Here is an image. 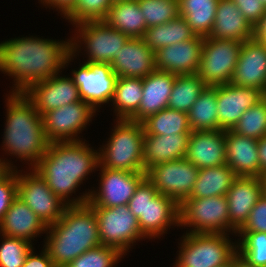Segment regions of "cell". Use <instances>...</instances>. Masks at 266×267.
Wrapping results in <instances>:
<instances>
[{
    "label": "cell",
    "instance_id": "obj_1",
    "mask_svg": "<svg viewBox=\"0 0 266 267\" xmlns=\"http://www.w3.org/2000/svg\"><path fill=\"white\" fill-rule=\"evenodd\" d=\"M70 39L53 40L37 36L11 38L0 43V72L14 82L11 93H23L32 84L48 79L76 58Z\"/></svg>",
    "mask_w": 266,
    "mask_h": 267
},
{
    "label": "cell",
    "instance_id": "obj_2",
    "mask_svg": "<svg viewBox=\"0 0 266 267\" xmlns=\"http://www.w3.org/2000/svg\"><path fill=\"white\" fill-rule=\"evenodd\" d=\"M84 141L49 143L47 152L33 168L47 183L53 193L68 206L84 205L91 190L81 196L71 197L88 180V175L98 169V149Z\"/></svg>",
    "mask_w": 266,
    "mask_h": 267
},
{
    "label": "cell",
    "instance_id": "obj_3",
    "mask_svg": "<svg viewBox=\"0 0 266 267\" xmlns=\"http://www.w3.org/2000/svg\"><path fill=\"white\" fill-rule=\"evenodd\" d=\"M6 122L2 150L7 155L24 160L33 169L47 152L43 118L24 93L6 95Z\"/></svg>",
    "mask_w": 266,
    "mask_h": 267
},
{
    "label": "cell",
    "instance_id": "obj_4",
    "mask_svg": "<svg viewBox=\"0 0 266 267\" xmlns=\"http://www.w3.org/2000/svg\"><path fill=\"white\" fill-rule=\"evenodd\" d=\"M43 248L56 267H65L78 256L101 245L97 217L87 203L67 206L63 216L47 229Z\"/></svg>",
    "mask_w": 266,
    "mask_h": 267
},
{
    "label": "cell",
    "instance_id": "obj_5",
    "mask_svg": "<svg viewBox=\"0 0 266 267\" xmlns=\"http://www.w3.org/2000/svg\"><path fill=\"white\" fill-rule=\"evenodd\" d=\"M127 205L138 219L141 232L149 239L160 238L171 226L180 227V205L158 193L147 177L139 183Z\"/></svg>",
    "mask_w": 266,
    "mask_h": 267
},
{
    "label": "cell",
    "instance_id": "obj_6",
    "mask_svg": "<svg viewBox=\"0 0 266 267\" xmlns=\"http://www.w3.org/2000/svg\"><path fill=\"white\" fill-rule=\"evenodd\" d=\"M115 124L107 143L98 149L99 166L128 172H145L143 124L127 119H117Z\"/></svg>",
    "mask_w": 266,
    "mask_h": 267
},
{
    "label": "cell",
    "instance_id": "obj_7",
    "mask_svg": "<svg viewBox=\"0 0 266 267\" xmlns=\"http://www.w3.org/2000/svg\"><path fill=\"white\" fill-rule=\"evenodd\" d=\"M173 267H218L237 253V242L229 234L186 233L181 237Z\"/></svg>",
    "mask_w": 266,
    "mask_h": 267
},
{
    "label": "cell",
    "instance_id": "obj_8",
    "mask_svg": "<svg viewBox=\"0 0 266 267\" xmlns=\"http://www.w3.org/2000/svg\"><path fill=\"white\" fill-rule=\"evenodd\" d=\"M72 26H75L74 31L77 34L70 38L71 53L74 56L77 54L78 57V53L84 49L88 58L85 63L111 64L129 39L127 35L113 29L104 20L83 21Z\"/></svg>",
    "mask_w": 266,
    "mask_h": 267
},
{
    "label": "cell",
    "instance_id": "obj_9",
    "mask_svg": "<svg viewBox=\"0 0 266 267\" xmlns=\"http://www.w3.org/2000/svg\"><path fill=\"white\" fill-rule=\"evenodd\" d=\"M179 226L187 233H219L230 235V219L226 196L189 197L180 204Z\"/></svg>",
    "mask_w": 266,
    "mask_h": 267
},
{
    "label": "cell",
    "instance_id": "obj_10",
    "mask_svg": "<svg viewBox=\"0 0 266 267\" xmlns=\"http://www.w3.org/2000/svg\"><path fill=\"white\" fill-rule=\"evenodd\" d=\"M90 206L97 217L101 245L115 247L125 256L127 252H130L129 249L136 245L135 243L147 239L141 232L138 219L128 209V205Z\"/></svg>",
    "mask_w": 266,
    "mask_h": 267
},
{
    "label": "cell",
    "instance_id": "obj_11",
    "mask_svg": "<svg viewBox=\"0 0 266 267\" xmlns=\"http://www.w3.org/2000/svg\"><path fill=\"white\" fill-rule=\"evenodd\" d=\"M242 42L204 37L197 75L207 86L230 83Z\"/></svg>",
    "mask_w": 266,
    "mask_h": 267
},
{
    "label": "cell",
    "instance_id": "obj_12",
    "mask_svg": "<svg viewBox=\"0 0 266 267\" xmlns=\"http://www.w3.org/2000/svg\"><path fill=\"white\" fill-rule=\"evenodd\" d=\"M17 169V196L49 227L56 223L67 208L41 176L30 169L23 171Z\"/></svg>",
    "mask_w": 266,
    "mask_h": 267
},
{
    "label": "cell",
    "instance_id": "obj_13",
    "mask_svg": "<svg viewBox=\"0 0 266 267\" xmlns=\"http://www.w3.org/2000/svg\"><path fill=\"white\" fill-rule=\"evenodd\" d=\"M95 114L96 110L82 100L45 113L42 118L48 142L83 141L79 134L90 125Z\"/></svg>",
    "mask_w": 266,
    "mask_h": 267
},
{
    "label": "cell",
    "instance_id": "obj_14",
    "mask_svg": "<svg viewBox=\"0 0 266 267\" xmlns=\"http://www.w3.org/2000/svg\"><path fill=\"white\" fill-rule=\"evenodd\" d=\"M199 169L185 158L152 166L146 177L158 193L170 197L179 205L189 198L197 180Z\"/></svg>",
    "mask_w": 266,
    "mask_h": 267
},
{
    "label": "cell",
    "instance_id": "obj_15",
    "mask_svg": "<svg viewBox=\"0 0 266 267\" xmlns=\"http://www.w3.org/2000/svg\"><path fill=\"white\" fill-rule=\"evenodd\" d=\"M72 80L79 89L81 100L96 111L111 103L118 76L108 63H85L72 70Z\"/></svg>",
    "mask_w": 266,
    "mask_h": 267
},
{
    "label": "cell",
    "instance_id": "obj_16",
    "mask_svg": "<svg viewBox=\"0 0 266 267\" xmlns=\"http://www.w3.org/2000/svg\"><path fill=\"white\" fill-rule=\"evenodd\" d=\"M98 168L99 187L97 190L91 189L88 201L89 205L96 207L127 205L139 183L146 177V172Z\"/></svg>",
    "mask_w": 266,
    "mask_h": 267
},
{
    "label": "cell",
    "instance_id": "obj_17",
    "mask_svg": "<svg viewBox=\"0 0 266 267\" xmlns=\"http://www.w3.org/2000/svg\"><path fill=\"white\" fill-rule=\"evenodd\" d=\"M266 97L259 88L232 83L216 85L220 130H232L243 113Z\"/></svg>",
    "mask_w": 266,
    "mask_h": 267
},
{
    "label": "cell",
    "instance_id": "obj_18",
    "mask_svg": "<svg viewBox=\"0 0 266 267\" xmlns=\"http://www.w3.org/2000/svg\"><path fill=\"white\" fill-rule=\"evenodd\" d=\"M23 93L41 116L64 105L81 101L79 89L72 78L60 76L59 73L32 84Z\"/></svg>",
    "mask_w": 266,
    "mask_h": 267
},
{
    "label": "cell",
    "instance_id": "obj_19",
    "mask_svg": "<svg viewBox=\"0 0 266 267\" xmlns=\"http://www.w3.org/2000/svg\"><path fill=\"white\" fill-rule=\"evenodd\" d=\"M204 37L177 42L163 47L155 52V68L158 71L176 75L197 74L201 57Z\"/></svg>",
    "mask_w": 266,
    "mask_h": 267
},
{
    "label": "cell",
    "instance_id": "obj_20",
    "mask_svg": "<svg viewBox=\"0 0 266 267\" xmlns=\"http://www.w3.org/2000/svg\"><path fill=\"white\" fill-rule=\"evenodd\" d=\"M230 83L259 88L266 94V45L255 37L242 43Z\"/></svg>",
    "mask_w": 266,
    "mask_h": 267
},
{
    "label": "cell",
    "instance_id": "obj_21",
    "mask_svg": "<svg viewBox=\"0 0 266 267\" xmlns=\"http://www.w3.org/2000/svg\"><path fill=\"white\" fill-rule=\"evenodd\" d=\"M263 195V178L237 177L226 194L230 219V234L236 235L244 225L254 205Z\"/></svg>",
    "mask_w": 266,
    "mask_h": 267
},
{
    "label": "cell",
    "instance_id": "obj_22",
    "mask_svg": "<svg viewBox=\"0 0 266 267\" xmlns=\"http://www.w3.org/2000/svg\"><path fill=\"white\" fill-rule=\"evenodd\" d=\"M226 131H191L185 159L198 169L226 164Z\"/></svg>",
    "mask_w": 266,
    "mask_h": 267
},
{
    "label": "cell",
    "instance_id": "obj_23",
    "mask_svg": "<svg viewBox=\"0 0 266 267\" xmlns=\"http://www.w3.org/2000/svg\"><path fill=\"white\" fill-rule=\"evenodd\" d=\"M110 65L118 77L143 79L156 70L155 52L143 38H129Z\"/></svg>",
    "mask_w": 266,
    "mask_h": 267
},
{
    "label": "cell",
    "instance_id": "obj_24",
    "mask_svg": "<svg viewBox=\"0 0 266 267\" xmlns=\"http://www.w3.org/2000/svg\"><path fill=\"white\" fill-rule=\"evenodd\" d=\"M176 74L155 70L143 78V96L138 111L129 119L142 123L168 106Z\"/></svg>",
    "mask_w": 266,
    "mask_h": 267
},
{
    "label": "cell",
    "instance_id": "obj_25",
    "mask_svg": "<svg viewBox=\"0 0 266 267\" xmlns=\"http://www.w3.org/2000/svg\"><path fill=\"white\" fill-rule=\"evenodd\" d=\"M226 164L237 177L259 178L258 140L226 131Z\"/></svg>",
    "mask_w": 266,
    "mask_h": 267
},
{
    "label": "cell",
    "instance_id": "obj_26",
    "mask_svg": "<svg viewBox=\"0 0 266 267\" xmlns=\"http://www.w3.org/2000/svg\"><path fill=\"white\" fill-rule=\"evenodd\" d=\"M48 227L43 221L17 196L4 214L0 223V234L21 238L32 243L39 234L47 233Z\"/></svg>",
    "mask_w": 266,
    "mask_h": 267
},
{
    "label": "cell",
    "instance_id": "obj_27",
    "mask_svg": "<svg viewBox=\"0 0 266 267\" xmlns=\"http://www.w3.org/2000/svg\"><path fill=\"white\" fill-rule=\"evenodd\" d=\"M209 37L243 43L254 38V28L232 0H219Z\"/></svg>",
    "mask_w": 266,
    "mask_h": 267
},
{
    "label": "cell",
    "instance_id": "obj_28",
    "mask_svg": "<svg viewBox=\"0 0 266 267\" xmlns=\"http://www.w3.org/2000/svg\"><path fill=\"white\" fill-rule=\"evenodd\" d=\"M189 135H144L143 164L145 172L156 164L185 158Z\"/></svg>",
    "mask_w": 266,
    "mask_h": 267
},
{
    "label": "cell",
    "instance_id": "obj_29",
    "mask_svg": "<svg viewBox=\"0 0 266 267\" xmlns=\"http://www.w3.org/2000/svg\"><path fill=\"white\" fill-rule=\"evenodd\" d=\"M103 20L129 38H143L148 28L137 0L113 2Z\"/></svg>",
    "mask_w": 266,
    "mask_h": 267
},
{
    "label": "cell",
    "instance_id": "obj_30",
    "mask_svg": "<svg viewBox=\"0 0 266 267\" xmlns=\"http://www.w3.org/2000/svg\"><path fill=\"white\" fill-rule=\"evenodd\" d=\"M236 178L237 175L227 164L199 169L197 180L189 197L226 196Z\"/></svg>",
    "mask_w": 266,
    "mask_h": 267
},
{
    "label": "cell",
    "instance_id": "obj_31",
    "mask_svg": "<svg viewBox=\"0 0 266 267\" xmlns=\"http://www.w3.org/2000/svg\"><path fill=\"white\" fill-rule=\"evenodd\" d=\"M195 36L186 19L179 15L168 23L148 27L144 33L143 40L151 50L156 52L163 47L177 42L188 41Z\"/></svg>",
    "mask_w": 266,
    "mask_h": 267
},
{
    "label": "cell",
    "instance_id": "obj_32",
    "mask_svg": "<svg viewBox=\"0 0 266 267\" xmlns=\"http://www.w3.org/2000/svg\"><path fill=\"white\" fill-rule=\"evenodd\" d=\"M142 96L143 79L118 77L111 101L113 105L110 104L113 106L115 118L129 120L138 111Z\"/></svg>",
    "mask_w": 266,
    "mask_h": 267
},
{
    "label": "cell",
    "instance_id": "obj_33",
    "mask_svg": "<svg viewBox=\"0 0 266 267\" xmlns=\"http://www.w3.org/2000/svg\"><path fill=\"white\" fill-rule=\"evenodd\" d=\"M179 13L195 35H210L219 0H178Z\"/></svg>",
    "mask_w": 266,
    "mask_h": 267
},
{
    "label": "cell",
    "instance_id": "obj_34",
    "mask_svg": "<svg viewBox=\"0 0 266 267\" xmlns=\"http://www.w3.org/2000/svg\"><path fill=\"white\" fill-rule=\"evenodd\" d=\"M216 85L207 86L188 112L191 131L220 130Z\"/></svg>",
    "mask_w": 266,
    "mask_h": 267
},
{
    "label": "cell",
    "instance_id": "obj_35",
    "mask_svg": "<svg viewBox=\"0 0 266 267\" xmlns=\"http://www.w3.org/2000/svg\"><path fill=\"white\" fill-rule=\"evenodd\" d=\"M145 135H171L190 134L188 113L171 109H165L150 115L142 122Z\"/></svg>",
    "mask_w": 266,
    "mask_h": 267
},
{
    "label": "cell",
    "instance_id": "obj_36",
    "mask_svg": "<svg viewBox=\"0 0 266 267\" xmlns=\"http://www.w3.org/2000/svg\"><path fill=\"white\" fill-rule=\"evenodd\" d=\"M206 87L197 74L176 75L167 107L188 113Z\"/></svg>",
    "mask_w": 266,
    "mask_h": 267
},
{
    "label": "cell",
    "instance_id": "obj_37",
    "mask_svg": "<svg viewBox=\"0 0 266 267\" xmlns=\"http://www.w3.org/2000/svg\"><path fill=\"white\" fill-rule=\"evenodd\" d=\"M238 254L255 267H266V233L237 232Z\"/></svg>",
    "mask_w": 266,
    "mask_h": 267
},
{
    "label": "cell",
    "instance_id": "obj_38",
    "mask_svg": "<svg viewBox=\"0 0 266 267\" xmlns=\"http://www.w3.org/2000/svg\"><path fill=\"white\" fill-rule=\"evenodd\" d=\"M232 131L239 135L251 137L257 140L265 136L266 97L258 104L247 109L238 120Z\"/></svg>",
    "mask_w": 266,
    "mask_h": 267
},
{
    "label": "cell",
    "instance_id": "obj_39",
    "mask_svg": "<svg viewBox=\"0 0 266 267\" xmlns=\"http://www.w3.org/2000/svg\"><path fill=\"white\" fill-rule=\"evenodd\" d=\"M137 2L142 14H145L147 27L168 23L180 15L178 0H137Z\"/></svg>",
    "mask_w": 266,
    "mask_h": 267
},
{
    "label": "cell",
    "instance_id": "obj_40",
    "mask_svg": "<svg viewBox=\"0 0 266 267\" xmlns=\"http://www.w3.org/2000/svg\"><path fill=\"white\" fill-rule=\"evenodd\" d=\"M123 256L115 247L100 245L87 250L65 267H116Z\"/></svg>",
    "mask_w": 266,
    "mask_h": 267
},
{
    "label": "cell",
    "instance_id": "obj_41",
    "mask_svg": "<svg viewBox=\"0 0 266 267\" xmlns=\"http://www.w3.org/2000/svg\"><path fill=\"white\" fill-rule=\"evenodd\" d=\"M112 3V0H77L63 18L72 25L83 21L103 20Z\"/></svg>",
    "mask_w": 266,
    "mask_h": 267
},
{
    "label": "cell",
    "instance_id": "obj_42",
    "mask_svg": "<svg viewBox=\"0 0 266 267\" xmlns=\"http://www.w3.org/2000/svg\"><path fill=\"white\" fill-rule=\"evenodd\" d=\"M0 236V267H22L28 253L34 248V243L3 234Z\"/></svg>",
    "mask_w": 266,
    "mask_h": 267
},
{
    "label": "cell",
    "instance_id": "obj_43",
    "mask_svg": "<svg viewBox=\"0 0 266 267\" xmlns=\"http://www.w3.org/2000/svg\"><path fill=\"white\" fill-rule=\"evenodd\" d=\"M17 197V169L2 168L0 170V223Z\"/></svg>",
    "mask_w": 266,
    "mask_h": 267
},
{
    "label": "cell",
    "instance_id": "obj_44",
    "mask_svg": "<svg viewBox=\"0 0 266 267\" xmlns=\"http://www.w3.org/2000/svg\"><path fill=\"white\" fill-rule=\"evenodd\" d=\"M237 232L266 233V196L263 194L249 213L244 225Z\"/></svg>",
    "mask_w": 266,
    "mask_h": 267
},
{
    "label": "cell",
    "instance_id": "obj_45",
    "mask_svg": "<svg viewBox=\"0 0 266 267\" xmlns=\"http://www.w3.org/2000/svg\"><path fill=\"white\" fill-rule=\"evenodd\" d=\"M245 19L255 29L262 21L266 7L261 0H232Z\"/></svg>",
    "mask_w": 266,
    "mask_h": 267
},
{
    "label": "cell",
    "instance_id": "obj_46",
    "mask_svg": "<svg viewBox=\"0 0 266 267\" xmlns=\"http://www.w3.org/2000/svg\"><path fill=\"white\" fill-rule=\"evenodd\" d=\"M36 254V255H35ZM22 267H56L48 252L42 248L40 254L34 248L28 253Z\"/></svg>",
    "mask_w": 266,
    "mask_h": 267
},
{
    "label": "cell",
    "instance_id": "obj_47",
    "mask_svg": "<svg viewBox=\"0 0 266 267\" xmlns=\"http://www.w3.org/2000/svg\"><path fill=\"white\" fill-rule=\"evenodd\" d=\"M45 8L58 11L63 17L75 4L77 0H39ZM55 8V9H54Z\"/></svg>",
    "mask_w": 266,
    "mask_h": 267
},
{
    "label": "cell",
    "instance_id": "obj_48",
    "mask_svg": "<svg viewBox=\"0 0 266 267\" xmlns=\"http://www.w3.org/2000/svg\"><path fill=\"white\" fill-rule=\"evenodd\" d=\"M259 178L266 173V135L258 140Z\"/></svg>",
    "mask_w": 266,
    "mask_h": 267
},
{
    "label": "cell",
    "instance_id": "obj_49",
    "mask_svg": "<svg viewBox=\"0 0 266 267\" xmlns=\"http://www.w3.org/2000/svg\"><path fill=\"white\" fill-rule=\"evenodd\" d=\"M254 37L260 43L266 45V12L261 23L254 29Z\"/></svg>",
    "mask_w": 266,
    "mask_h": 267
},
{
    "label": "cell",
    "instance_id": "obj_50",
    "mask_svg": "<svg viewBox=\"0 0 266 267\" xmlns=\"http://www.w3.org/2000/svg\"><path fill=\"white\" fill-rule=\"evenodd\" d=\"M235 267H255L245 261L238 253L235 255Z\"/></svg>",
    "mask_w": 266,
    "mask_h": 267
},
{
    "label": "cell",
    "instance_id": "obj_51",
    "mask_svg": "<svg viewBox=\"0 0 266 267\" xmlns=\"http://www.w3.org/2000/svg\"><path fill=\"white\" fill-rule=\"evenodd\" d=\"M2 168L17 169V166H14L13 162L9 161V159L0 158V170Z\"/></svg>",
    "mask_w": 266,
    "mask_h": 267
},
{
    "label": "cell",
    "instance_id": "obj_52",
    "mask_svg": "<svg viewBox=\"0 0 266 267\" xmlns=\"http://www.w3.org/2000/svg\"><path fill=\"white\" fill-rule=\"evenodd\" d=\"M218 267H235V256L227 263H225L221 266H218Z\"/></svg>",
    "mask_w": 266,
    "mask_h": 267
},
{
    "label": "cell",
    "instance_id": "obj_53",
    "mask_svg": "<svg viewBox=\"0 0 266 267\" xmlns=\"http://www.w3.org/2000/svg\"><path fill=\"white\" fill-rule=\"evenodd\" d=\"M263 194L266 196V186H263Z\"/></svg>",
    "mask_w": 266,
    "mask_h": 267
},
{
    "label": "cell",
    "instance_id": "obj_54",
    "mask_svg": "<svg viewBox=\"0 0 266 267\" xmlns=\"http://www.w3.org/2000/svg\"><path fill=\"white\" fill-rule=\"evenodd\" d=\"M261 2L264 4V6L266 7V0H261Z\"/></svg>",
    "mask_w": 266,
    "mask_h": 267
}]
</instances>
